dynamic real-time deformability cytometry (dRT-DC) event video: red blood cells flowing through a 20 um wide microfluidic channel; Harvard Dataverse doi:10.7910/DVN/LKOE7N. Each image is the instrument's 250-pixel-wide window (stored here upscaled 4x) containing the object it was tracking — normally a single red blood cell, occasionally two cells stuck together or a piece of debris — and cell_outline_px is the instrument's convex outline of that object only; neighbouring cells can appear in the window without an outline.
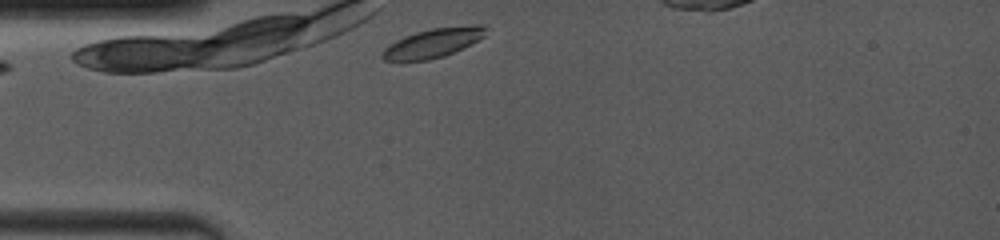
{"species": "common noctule bat (a hibernating species)", "species_latin": "Nyctalus noctula", "temperature_condition": "room temperature", "stored_images_in_passage": 3, "camera_frame_rate_fps": 4000, "um_per_image_px": 0.085, "animal": {"sex": "female", "body_mass_g": 19.0, "forearm_length_mm": 53.3}, "frame": {"image": 1, "passage_image": 1, "time_ms": 0.0, "image_size_px": [1000, 240], "cell_outline_px": [[488, 28], [484, 36], [444, 56], [428, 60], [384, 60], [380, 56], [384, 48], [396, 40], [404, 36], [416, 32], [432, 28], [476, 24], [484, 24]], "centroid_in_image_um": [36.81, 3.62], "position_along_channel_um": 48.2, "area_um2": 17.34}}